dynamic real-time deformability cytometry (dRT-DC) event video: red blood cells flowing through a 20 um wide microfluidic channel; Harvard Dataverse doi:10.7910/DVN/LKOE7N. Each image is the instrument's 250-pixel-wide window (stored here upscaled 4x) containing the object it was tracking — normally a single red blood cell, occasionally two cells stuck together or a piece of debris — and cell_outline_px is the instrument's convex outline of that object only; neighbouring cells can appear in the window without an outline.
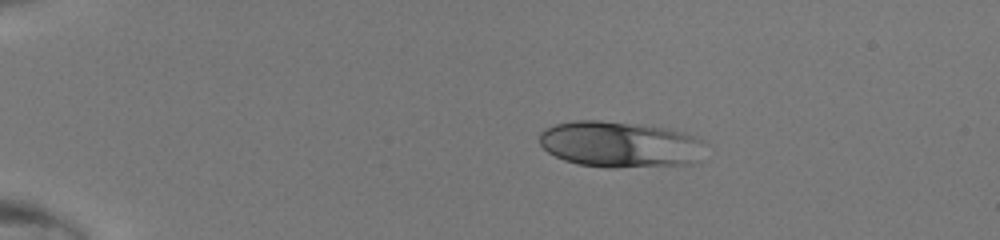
{"species": "human", "species_latin": "Homo sapiens", "temperature_condition": "room temperature", "stored_images_in_passage": 38, "camera_frame_rate_fps": 3000, "um_per_image_px": 0.085, "donor": {"sex": "male"}, "frame": {"image": 1, "passage_image": 1, "time_ms": 0.0, "image_size_px": [1000, 240], "cell_outline_px": [[700, 140], [680, 164], [616, 168], [608, 168], [580, 164], [564, 160], [548, 152], [540, 144], [540, 132], [556, 124], [576, 120], [600, 120], [664, 128], [680, 132], [692, 136]], "centroid_in_image_um": [52.38, 12.25], "position_along_channel_um": 32.6, "area_um2": 42.14}}
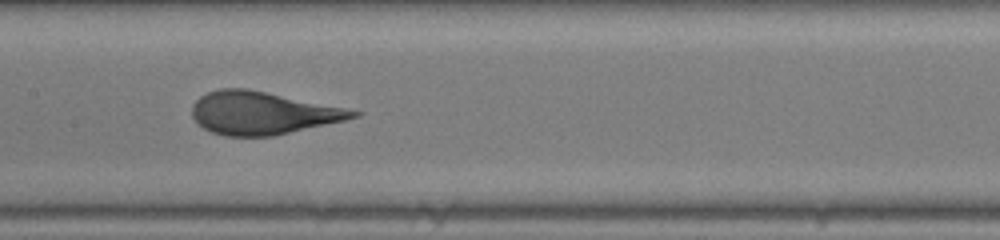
{"frame": {"image": 2, "passage_image": 17, "time_ms": 5.333, "image_size_px": [1000, 240], "cell_outline_px": [[364, 112], [360, 116], [344, 120], [272, 136], [224, 136], [212, 132], [204, 128], [192, 116], [192, 104], [200, 96], [208, 92], [220, 88], [248, 88]], "centroid_in_image_um": [22.28, 9.6], "position_along_channel_um": 185.1, "area_um2": 39.77}}
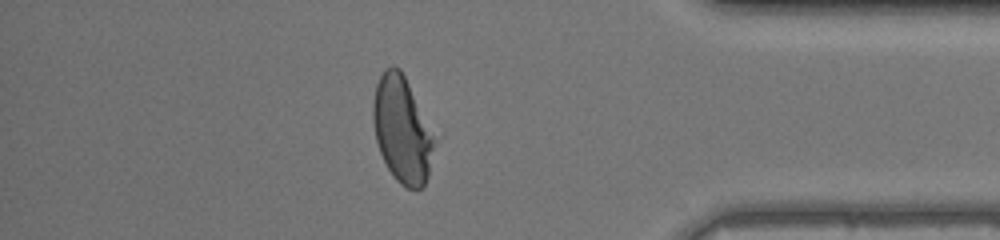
{"frame": {"image": 3, "passage_image": 33, "time_ms": 10.667, "image_size_px": [1000, 240], "cell_outline_px": [[432, 148], [428, 176], [424, 184], [420, 188], [408, 188], [400, 184], [396, 180], [388, 168], [380, 152], [376, 140], [372, 116], [372, 104], [376, 84], [384, 68], [392, 64], [400, 68], [408, 84], [432, 136]], "centroid_in_image_um": [34.1, 11.0], "position_along_channel_um": 401.1, "area_um2": 36.59}}